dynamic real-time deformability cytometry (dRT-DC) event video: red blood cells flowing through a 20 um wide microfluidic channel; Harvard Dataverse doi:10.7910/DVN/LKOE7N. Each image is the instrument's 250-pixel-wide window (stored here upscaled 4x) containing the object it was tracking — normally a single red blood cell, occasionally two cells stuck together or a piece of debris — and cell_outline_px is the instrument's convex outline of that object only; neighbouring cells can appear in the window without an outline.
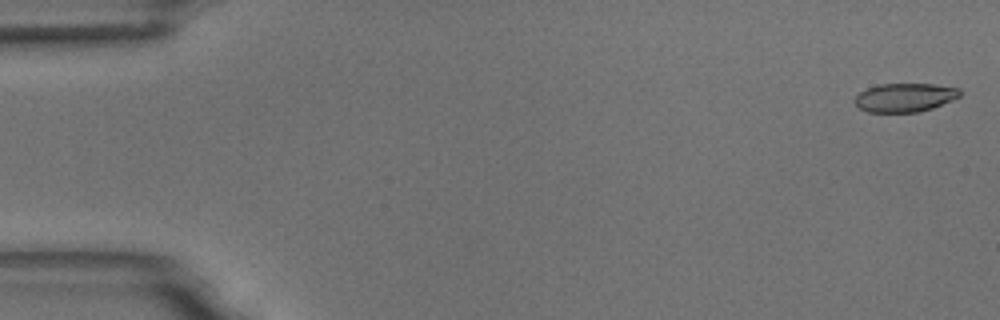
{"species": "common noctule bat (a hibernating species)", "species_latin": "Nyctalus noctula", "temperature_condition": "room temperature", "stored_images_in_passage": 6, "camera_frame_rate_fps": 3000, "um_per_image_px": 0.085, "animal": {"sex": "male", "body_mass_g": 18.8}, "frame": {"image": 1, "passage_image": 1, "time_ms": 0.0, "image_size_px": [1000, 320], "cell_outline_px": [[960, 96], [952, 100], [932, 108], [916, 112], [868, 112], [860, 108], [856, 104], [856, 96], [860, 92], [868, 88], [880, 84], [932, 84], [960, 88]], "centroid_in_image_um": [76.93, 8.28], "position_along_channel_um": 8.1, "area_um2": 17.34}}
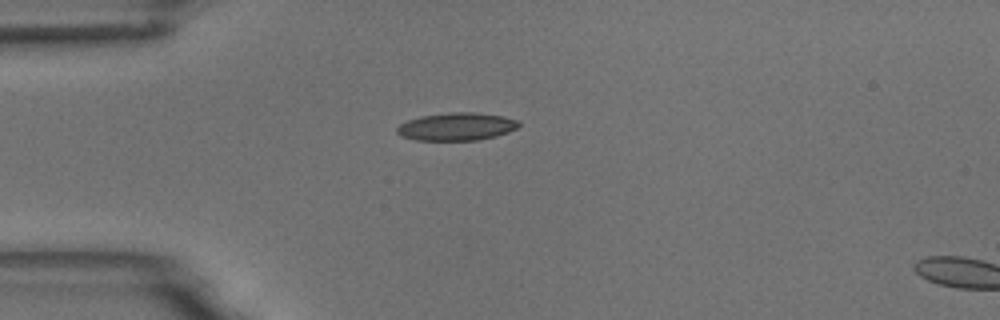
{"frame": {"image": 2, "passage_image": 5, "time_ms": 4.333, "image_size_px": [1000, 320], "cell_outline_px": [[520, 124], [516, 128], [508, 132], [496, 136], [476, 140], [416, 140], [400, 136], [396, 132], [396, 128], [400, 124], [408, 120], [420, 116], [452, 112], [472, 112], [500, 116], [516, 120]], "centroid_in_image_um": [38.76, 10.76], "position_along_channel_um": 46.2, "area_um2": 19.54}}